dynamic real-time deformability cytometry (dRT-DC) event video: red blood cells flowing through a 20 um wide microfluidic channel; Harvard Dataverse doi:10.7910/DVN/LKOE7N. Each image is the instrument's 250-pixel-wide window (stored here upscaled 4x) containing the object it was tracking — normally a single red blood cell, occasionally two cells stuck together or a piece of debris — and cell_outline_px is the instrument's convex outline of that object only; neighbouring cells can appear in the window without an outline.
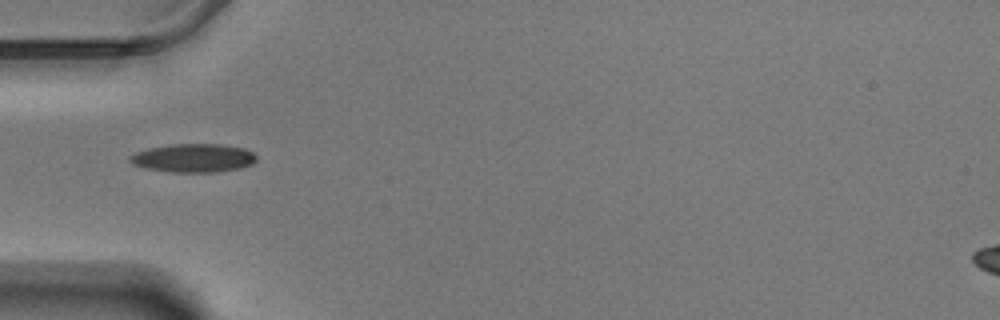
{"species": "Egyptian fruit bat (a non-hibernating species)", "species_latin": "Rousettus aegyptiacus", "temperature_condition": "warm", "stored_images_in_passage": 15, "camera_frame_rate_fps": 3000, "um_per_image_px": 0.085, "animal": {"sex": "male"}, "frame": {"image": 1, "passage_image": 1, "time_ms": 0.0, "image_size_px": [1000, 320], "cell_outline_px": [[256, 160], [252, 164], [240, 168], [216, 172], [172, 172], [144, 168], [132, 164], [128, 160], [128, 156], [136, 152], [148, 148], [172, 144], [220, 144], [244, 148], [252, 152], [256, 156]], "centroid_in_image_um": [16.41, 13.43], "position_along_channel_um": 68.6, "area_um2": 21.1}}
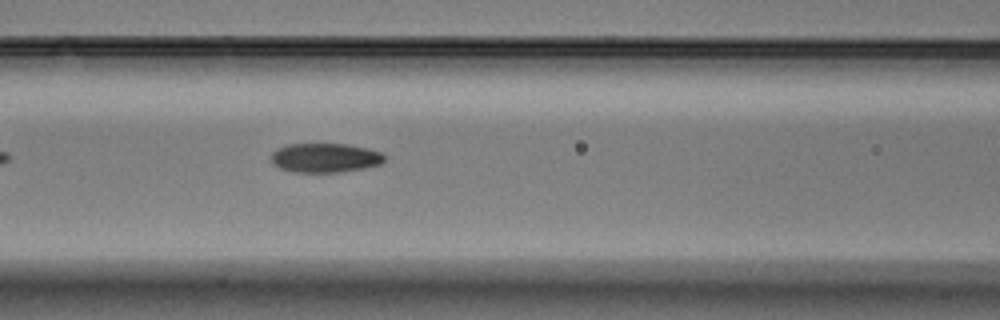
{"frame": {"image": 2, "passage_image": 7, "time_ms": 2.0, "image_size_px": [1000, 320], "cell_outline_px": [[384, 160], [380, 164], [364, 168], [340, 172], [296, 172], [280, 168], [272, 160], [272, 152], [288, 144], [348, 144], [380, 152], [384, 156]], "centroid_in_image_um": [27.64, 13.41], "position_along_channel_um": 139.0, "area_um2": 18.96}}
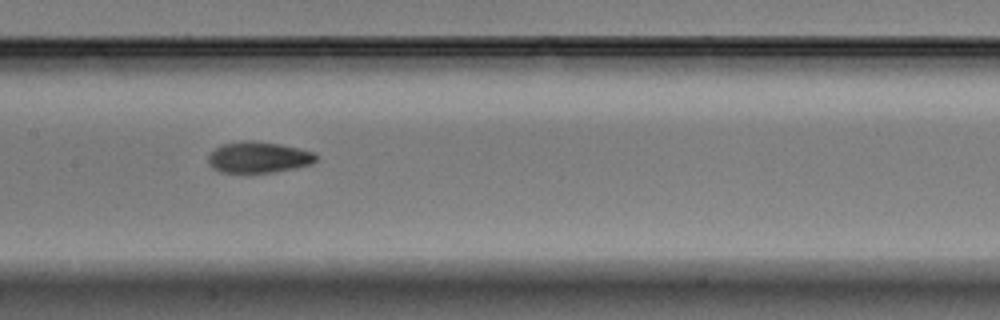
{"frame": {"image": 3, "passage_image": 11, "time_ms": 3.333, "image_size_px": [1000, 320], "cell_outline_px": [[316, 160], [312, 164], [296, 168], [272, 172], [220, 172], [212, 168], [208, 164], [208, 156], [216, 148], [224, 144], [240, 140], [252, 140], [280, 144], [312, 152], [316, 156]], "centroid_in_image_um": [21.94, 13.37], "position_along_channel_um": 185.5, "area_um2": 19.42}}